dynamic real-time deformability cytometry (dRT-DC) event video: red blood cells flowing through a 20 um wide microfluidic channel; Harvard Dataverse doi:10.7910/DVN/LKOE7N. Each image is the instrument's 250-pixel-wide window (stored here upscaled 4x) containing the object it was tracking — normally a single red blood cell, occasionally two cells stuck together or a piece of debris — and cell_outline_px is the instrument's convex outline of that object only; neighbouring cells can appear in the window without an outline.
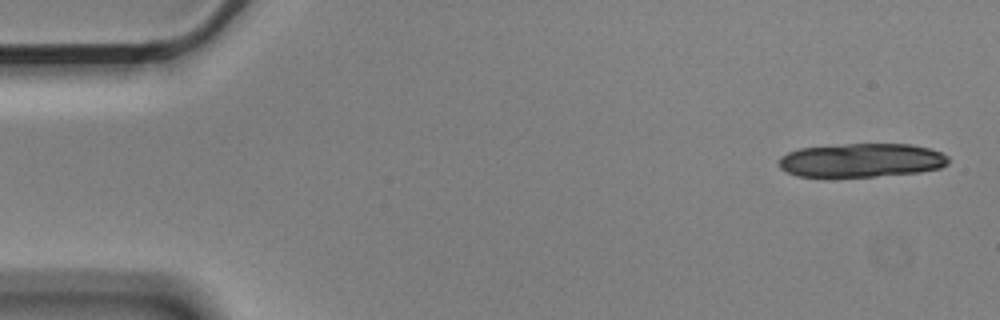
{"species": "Egyptian fruit bat (a non-hibernating species)", "species_latin": "Rousettus aegyptiacus", "temperature_condition": "cold", "stored_images_in_passage": 6, "camera_frame_rate_fps": 3000, "um_per_image_px": 0.085, "animal": {"sex": "male"}, "frame": {"image": 1, "passage_image": 1, "time_ms": 0.0, "image_size_px": [1000, 320], "cell_outline_px": [[948, 164], [940, 168], [920, 172], [876, 176], [796, 176], [780, 168], [776, 164], [780, 156], [788, 152], [800, 148], [844, 144], [912, 144], [928, 148], [940, 152], [948, 156]], "centroid_in_image_um": [73.21, 13.62], "position_along_channel_um": 11.8, "area_um2": 33.41}}